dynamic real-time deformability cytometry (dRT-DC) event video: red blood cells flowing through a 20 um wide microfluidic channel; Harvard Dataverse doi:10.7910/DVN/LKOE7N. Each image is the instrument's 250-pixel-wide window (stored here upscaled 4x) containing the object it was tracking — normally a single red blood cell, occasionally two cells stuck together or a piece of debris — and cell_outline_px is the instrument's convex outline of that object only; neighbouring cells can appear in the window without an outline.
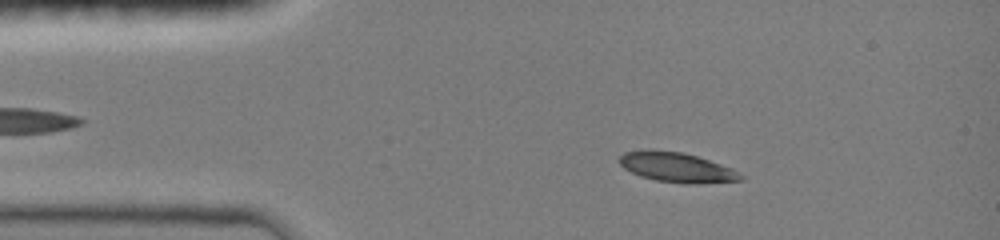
{"species": "common noctule bat (a hibernating species)", "species_latin": "Nyctalus noctula", "temperature_condition": "room temperature", "stored_images_in_passage": 10, "camera_frame_rate_fps": 3000, "um_per_image_px": 0.085, "animal": {"sex": "female", "body_mass_g": 19.0, "forearm_length_mm": 51.5}, "frame": {"image": 1, "passage_image": 3, "time_ms": 1.667, "image_size_px": [1000, 240], "cell_outline_px": [[744, 180], [696, 184], [684, 184], [656, 180], [640, 176], [624, 168], [616, 160], [624, 152], [648, 148], [680, 152], [696, 156], [732, 168], [740, 172], [744, 176]], "centroid_in_image_um": [57.5, 14.22], "position_along_channel_um": 27.5, "area_um2": 21.33}}
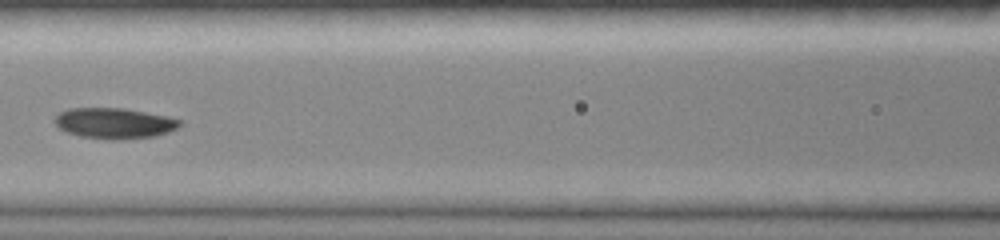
{"frame": {"image": 2, "passage_image": 7, "time_ms": 6.0, "image_size_px": [1000, 240], "cell_outline_px": [[184, 124], [168, 132], [156, 136], [124, 140], [112, 140], [80, 136], [68, 132], [60, 128], [52, 120], [60, 112], [68, 108], [124, 108], [168, 116], [184, 120]], "centroid_in_image_um": [9.77, 10.47], "position_along_channel_um": 156.8, "area_um2": 22.66}}
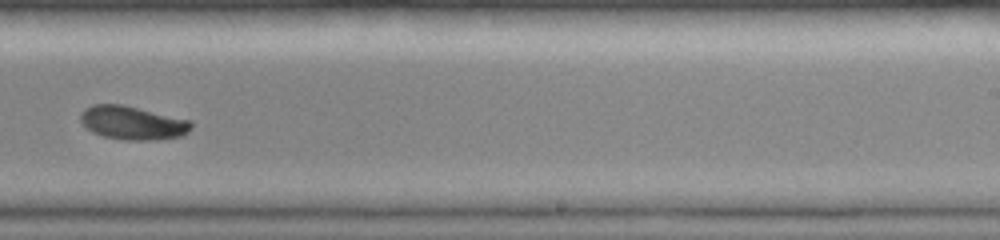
{"frame": {"image": 3, "passage_image": 10, "time_ms": 9.0, "image_size_px": [1000, 240], "cell_outline_px": [[192, 128], [184, 136], [148, 140], [124, 140], [104, 136], [92, 132], [80, 120], [80, 116], [84, 108], [92, 104], [124, 104], [192, 120]], "centroid_in_image_um": [11.3, 10.43], "position_along_channel_um": 277.7, "area_um2": 21.85}}